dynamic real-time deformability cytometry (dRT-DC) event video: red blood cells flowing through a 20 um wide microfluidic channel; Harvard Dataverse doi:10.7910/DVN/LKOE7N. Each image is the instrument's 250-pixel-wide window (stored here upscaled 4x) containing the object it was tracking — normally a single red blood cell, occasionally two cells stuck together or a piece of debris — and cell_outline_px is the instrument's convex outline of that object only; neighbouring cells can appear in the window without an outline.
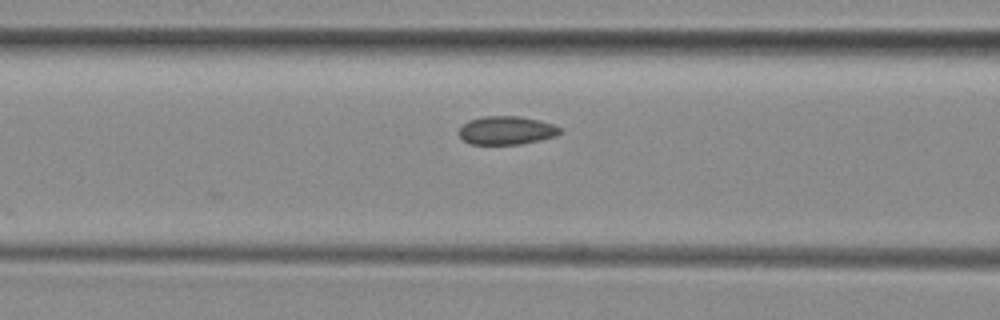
{"species": "common noctule bat (a hibernating species)", "species_latin": "Nyctalus noctula", "temperature_condition": "room temperature", "stored_images_in_passage": 4, "camera_frame_rate_fps": 3000, "um_per_image_px": 0.085, "animal": {"sex": "female", "body_mass_g": 29.2, "forearm_length_mm": 56.3}, "frame": {"image": 1, "passage_image": 4, "time_ms": 3.667, "image_size_px": [1000, 320], "cell_outline_px": [[564, 132], [556, 136], [540, 140], [520, 144], [472, 144], [464, 140], [460, 136], [460, 128], [468, 120], [484, 116], [520, 116], [552, 124], [560, 128]], "centroid_in_image_um": [43.07, 11.08], "position_along_channel_um": 123.5, "area_um2": 16.59}}